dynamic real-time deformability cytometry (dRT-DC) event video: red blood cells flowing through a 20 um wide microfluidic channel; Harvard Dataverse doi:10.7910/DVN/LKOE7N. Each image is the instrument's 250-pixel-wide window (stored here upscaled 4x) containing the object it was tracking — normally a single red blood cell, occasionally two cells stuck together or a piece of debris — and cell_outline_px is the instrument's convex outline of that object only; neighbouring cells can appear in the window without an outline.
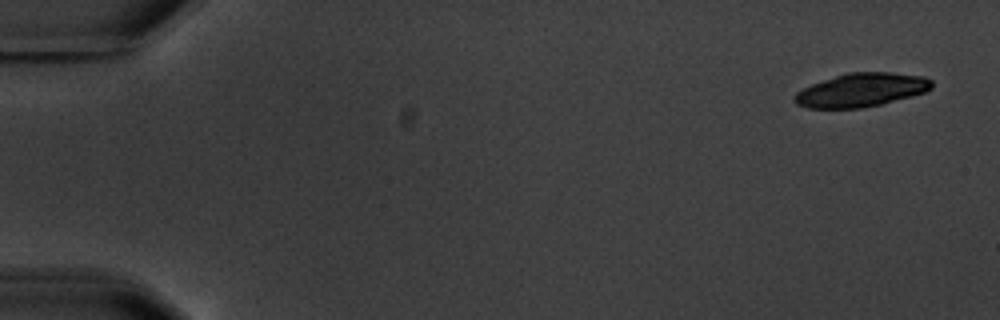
{"species": "common noctule bat (a hibernating species)", "species_latin": "Nyctalus noctula", "temperature_condition": "warm", "stored_images_in_passage": 5, "camera_frame_rate_fps": 3000, "um_per_image_px": 0.085, "animal": {"sex": "male", "body_mass_g": 20.1, "forearm_length_mm": 53.5}, "frame": {"image": 1, "passage_image": 1, "time_ms": 0.0, "image_size_px": [1000, 320], "cell_outline_px": [[932, 88], [924, 92], [912, 96], [880, 104], [860, 108], [808, 108], [796, 104], [792, 100], [792, 96], [796, 92], [812, 84], [848, 72], [892, 72], [924, 76], [932, 80]], "centroid_in_image_um": [73.2, 7.65], "position_along_channel_um": 11.8, "area_um2": 26.82}}